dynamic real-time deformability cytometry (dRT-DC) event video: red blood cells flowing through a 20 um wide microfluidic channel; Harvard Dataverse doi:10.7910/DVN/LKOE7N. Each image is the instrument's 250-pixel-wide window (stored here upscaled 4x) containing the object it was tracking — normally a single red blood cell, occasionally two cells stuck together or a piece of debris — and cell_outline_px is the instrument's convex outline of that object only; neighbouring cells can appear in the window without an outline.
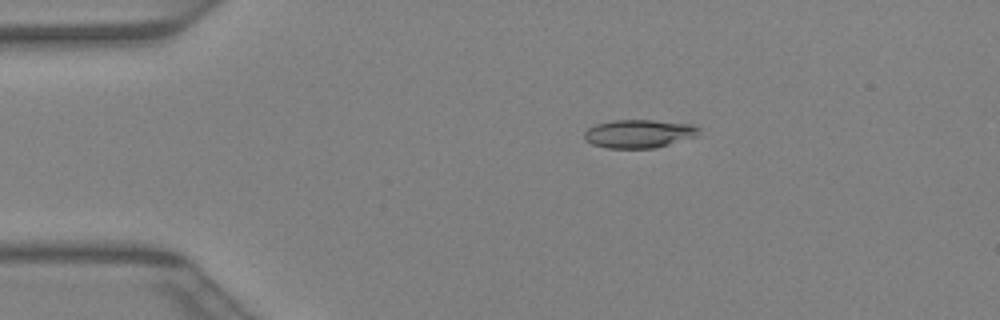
{"species": "Egyptian fruit bat (a non-hibernating species)", "species_latin": "Rousettus aegyptiacus", "temperature_condition": "warm", "stored_images_in_passage": 34, "camera_frame_rate_fps": 3000, "um_per_image_px": 0.085, "animal": {"sex": "female"}, "frame": {"image": 1, "passage_image": 1, "time_ms": 0.0, "image_size_px": [1000, 320], "cell_outline_px": [[700, 128], [696, 136], [656, 148], [608, 148], [592, 144], [584, 140], [584, 132], [588, 128], [596, 124], [616, 120], [652, 120], [692, 124]], "centroid_in_image_um": [54.29, 11.36], "position_along_channel_um": 30.7, "area_um2": 18.84}}
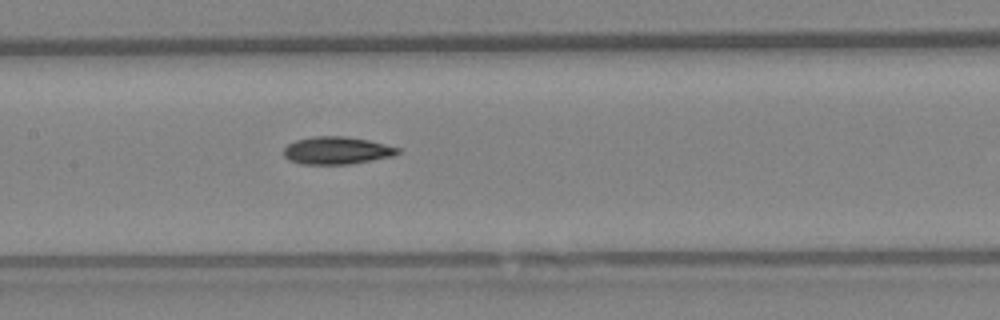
{"frame": {"image": 2, "passage_image": 13, "time_ms": 4.0, "image_size_px": [1000, 320], "cell_outline_px": [[400, 152], [392, 156], [372, 160], [348, 164], [300, 164], [288, 160], [284, 156], [284, 148], [288, 144], [296, 140], [312, 136], [344, 136], [368, 140], [400, 148]], "centroid_in_image_um": [28.6, 12.79], "position_along_channel_um": 178.8, "area_um2": 18.26}}
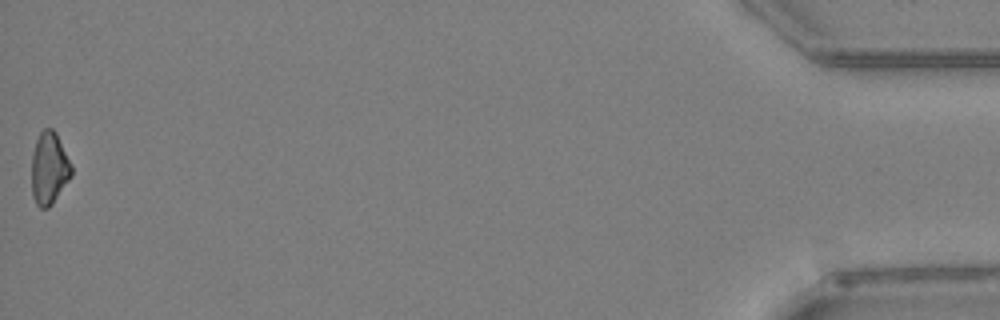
{"frame": {"image": 3, "passage_image": 34, "time_ms": 11.0, "image_size_px": [1000, 320], "cell_outline_px": [[72, 176], [52, 204], [48, 208], [40, 208], [36, 204], [32, 196], [32, 152], [36, 140], [40, 132], [44, 128], [52, 128], [56, 132], [72, 164]], "centroid_in_image_um": [4.18, 14.3], "position_along_channel_um": 431.0, "area_um2": 16.99}}